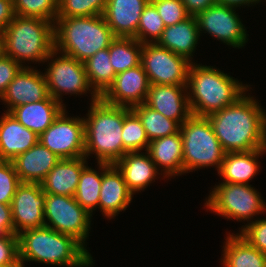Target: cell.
Returning <instances> with one entry per match:
<instances>
[{
    "mask_svg": "<svg viewBox=\"0 0 266 267\" xmlns=\"http://www.w3.org/2000/svg\"><path fill=\"white\" fill-rule=\"evenodd\" d=\"M250 96L245 93L235 103L207 116L226 153L266 148V112Z\"/></svg>",
    "mask_w": 266,
    "mask_h": 267,
    "instance_id": "1",
    "label": "cell"
},
{
    "mask_svg": "<svg viewBox=\"0 0 266 267\" xmlns=\"http://www.w3.org/2000/svg\"><path fill=\"white\" fill-rule=\"evenodd\" d=\"M19 258L25 262L66 266L91 267L93 258L74 237L47 226L25 230L18 235Z\"/></svg>",
    "mask_w": 266,
    "mask_h": 267,
    "instance_id": "2",
    "label": "cell"
},
{
    "mask_svg": "<svg viewBox=\"0 0 266 267\" xmlns=\"http://www.w3.org/2000/svg\"><path fill=\"white\" fill-rule=\"evenodd\" d=\"M248 88V85L213 66L192 62L187 82L191 114L207 117L235 103L249 91Z\"/></svg>",
    "mask_w": 266,
    "mask_h": 267,
    "instance_id": "3",
    "label": "cell"
},
{
    "mask_svg": "<svg viewBox=\"0 0 266 267\" xmlns=\"http://www.w3.org/2000/svg\"><path fill=\"white\" fill-rule=\"evenodd\" d=\"M131 108L106 103L101 97L90 103L84 120L85 154L97 163L115 164L123 157L122 128Z\"/></svg>",
    "mask_w": 266,
    "mask_h": 267,
    "instance_id": "4",
    "label": "cell"
},
{
    "mask_svg": "<svg viewBox=\"0 0 266 267\" xmlns=\"http://www.w3.org/2000/svg\"><path fill=\"white\" fill-rule=\"evenodd\" d=\"M115 38L103 15L57 18L54 22V49L82 63L108 48Z\"/></svg>",
    "mask_w": 266,
    "mask_h": 267,
    "instance_id": "5",
    "label": "cell"
},
{
    "mask_svg": "<svg viewBox=\"0 0 266 267\" xmlns=\"http://www.w3.org/2000/svg\"><path fill=\"white\" fill-rule=\"evenodd\" d=\"M1 36L2 53L21 65L44 63L54 50V23L41 18L15 15Z\"/></svg>",
    "mask_w": 266,
    "mask_h": 267,
    "instance_id": "6",
    "label": "cell"
},
{
    "mask_svg": "<svg viewBox=\"0 0 266 267\" xmlns=\"http://www.w3.org/2000/svg\"><path fill=\"white\" fill-rule=\"evenodd\" d=\"M183 142V173L215 166L219 171L226 152L208 117L191 115L180 125Z\"/></svg>",
    "mask_w": 266,
    "mask_h": 267,
    "instance_id": "7",
    "label": "cell"
},
{
    "mask_svg": "<svg viewBox=\"0 0 266 267\" xmlns=\"http://www.w3.org/2000/svg\"><path fill=\"white\" fill-rule=\"evenodd\" d=\"M205 207L227 219L249 220L250 223L251 218L266 211L265 201L251 185L225 182L214 186Z\"/></svg>",
    "mask_w": 266,
    "mask_h": 267,
    "instance_id": "8",
    "label": "cell"
},
{
    "mask_svg": "<svg viewBox=\"0 0 266 267\" xmlns=\"http://www.w3.org/2000/svg\"><path fill=\"white\" fill-rule=\"evenodd\" d=\"M57 54L54 49L45 60H51L44 73L49 95L63 105V93L83 95L90 91L91 102L98 100L100 96L90 86L84 63L63 53L58 57Z\"/></svg>",
    "mask_w": 266,
    "mask_h": 267,
    "instance_id": "9",
    "label": "cell"
},
{
    "mask_svg": "<svg viewBox=\"0 0 266 267\" xmlns=\"http://www.w3.org/2000/svg\"><path fill=\"white\" fill-rule=\"evenodd\" d=\"M91 217L74 197L45 193V226L74 237L84 247L89 237Z\"/></svg>",
    "mask_w": 266,
    "mask_h": 267,
    "instance_id": "10",
    "label": "cell"
},
{
    "mask_svg": "<svg viewBox=\"0 0 266 267\" xmlns=\"http://www.w3.org/2000/svg\"><path fill=\"white\" fill-rule=\"evenodd\" d=\"M191 64L187 58L156 43L142 44L141 65L150 85H187Z\"/></svg>",
    "mask_w": 266,
    "mask_h": 267,
    "instance_id": "11",
    "label": "cell"
},
{
    "mask_svg": "<svg viewBox=\"0 0 266 267\" xmlns=\"http://www.w3.org/2000/svg\"><path fill=\"white\" fill-rule=\"evenodd\" d=\"M65 110L39 136V142L60 159L84 157L85 137L83 117L70 118Z\"/></svg>",
    "mask_w": 266,
    "mask_h": 267,
    "instance_id": "12",
    "label": "cell"
},
{
    "mask_svg": "<svg viewBox=\"0 0 266 267\" xmlns=\"http://www.w3.org/2000/svg\"><path fill=\"white\" fill-rule=\"evenodd\" d=\"M235 10V7L216 3L197 13L195 18L200 34L205 31L230 47H244L248 34Z\"/></svg>",
    "mask_w": 266,
    "mask_h": 267,
    "instance_id": "13",
    "label": "cell"
},
{
    "mask_svg": "<svg viewBox=\"0 0 266 267\" xmlns=\"http://www.w3.org/2000/svg\"><path fill=\"white\" fill-rule=\"evenodd\" d=\"M10 205L16 235L45 226V193L41 184L21 182Z\"/></svg>",
    "mask_w": 266,
    "mask_h": 267,
    "instance_id": "14",
    "label": "cell"
},
{
    "mask_svg": "<svg viewBox=\"0 0 266 267\" xmlns=\"http://www.w3.org/2000/svg\"><path fill=\"white\" fill-rule=\"evenodd\" d=\"M149 88L148 76L140 64L117 74L101 98L111 105L133 108L145 103Z\"/></svg>",
    "mask_w": 266,
    "mask_h": 267,
    "instance_id": "15",
    "label": "cell"
},
{
    "mask_svg": "<svg viewBox=\"0 0 266 267\" xmlns=\"http://www.w3.org/2000/svg\"><path fill=\"white\" fill-rule=\"evenodd\" d=\"M49 96L44 74L30 66H25L8 85L0 98L7 104L6 112L12 108L32 102H40Z\"/></svg>",
    "mask_w": 266,
    "mask_h": 267,
    "instance_id": "16",
    "label": "cell"
},
{
    "mask_svg": "<svg viewBox=\"0 0 266 267\" xmlns=\"http://www.w3.org/2000/svg\"><path fill=\"white\" fill-rule=\"evenodd\" d=\"M187 85H150L145 105L181 125L192 114Z\"/></svg>",
    "mask_w": 266,
    "mask_h": 267,
    "instance_id": "17",
    "label": "cell"
},
{
    "mask_svg": "<svg viewBox=\"0 0 266 267\" xmlns=\"http://www.w3.org/2000/svg\"><path fill=\"white\" fill-rule=\"evenodd\" d=\"M133 193L114 164L102 163V183L98 208L107 218H114L132 202Z\"/></svg>",
    "mask_w": 266,
    "mask_h": 267,
    "instance_id": "18",
    "label": "cell"
},
{
    "mask_svg": "<svg viewBox=\"0 0 266 267\" xmlns=\"http://www.w3.org/2000/svg\"><path fill=\"white\" fill-rule=\"evenodd\" d=\"M150 0H107L103 17L115 37L134 38Z\"/></svg>",
    "mask_w": 266,
    "mask_h": 267,
    "instance_id": "19",
    "label": "cell"
},
{
    "mask_svg": "<svg viewBox=\"0 0 266 267\" xmlns=\"http://www.w3.org/2000/svg\"><path fill=\"white\" fill-rule=\"evenodd\" d=\"M60 158L40 142L17 155L12 163L22 183H41Z\"/></svg>",
    "mask_w": 266,
    "mask_h": 267,
    "instance_id": "20",
    "label": "cell"
},
{
    "mask_svg": "<svg viewBox=\"0 0 266 267\" xmlns=\"http://www.w3.org/2000/svg\"><path fill=\"white\" fill-rule=\"evenodd\" d=\"M0 118V160L12 161L39 142V136L24 127L9 112Z\"/></svg>",
    "mask_w": 266,
    "mask_h": 267,
    "instance_id": "21",
    "label": "cell"
},
{
    "mask_svg": "<svg viewBox=\"0 0 266 267\" xmlns=\"http://www.w3.org/2000/svg\"><path fill=\"white\" fill-rule=\"evenodd\" d=\"M114 165L121 172L128 189L133 194L144 191L152 181L155 182L158 174H163L159 173L147 151L145 153H140V151L127 152Z\"/></svg>",
    "mask_w": 266,
    "mask_h": 267,
    "instance_id": "22",
    "label": "cell"
},
{
    "mask_svg": "<svg viewBox=\"0 0 266 267\" xmlns=\"http://www.w3.org/2000/svg\"><path fill=\"white\" fill-rule=\"evenodd\" d=\"M87 165V158L60 159L40 183L46 194L74 197L80 174Z\"/></svg>",
    "mask_w": 266,
    "mask_h": 267,
    "instance_id": "23",
    "label": "cell"
},
{
    "mask_svg": "<svg viewBox=\"0 0 266 267\" xmlns=\"http://www.w3.org/2000/svg\"><path fill=\"white\" fill-rule=\"evenodd\" d=\"M50 95L40 102H32L12 108L9 113L24 127L40 136L66 109Z\"/></svg>",
    "mask_w": 266,
    "mask_h": 267,
    "instance_id": "24",
    "label": "cell"
},
{
    "mask_svg": "<svg viewBox=\"0 0 266 267\" xmlns=\"http://www.w3.org/2000/svg\"><path fill=\"white\" fill-rule=\"evenodd\" d=\"M147 152L158 170L162 166L163 177L183 174V142L180 130L149 142Z\"/></svg>",
    "mask_w": 266,
    "mask_h": 267,
    "instance_id": "25",
    "label": "cell"
},
{
    "mask_svg": "<svg viewBox=\"0 0 266 267\" xmlns=\"http://www.w3.org/2000/svg\"><path fill=\"white\" fill-rule=\"evenodd\" d=\"M199 36L196 18L190 16L180 23L165 27L156 44L192 62Z\"/></svg>",
    "mask_w": 266,
    "mask_h": 267,
    "instance_id": "26",
    "label": "cell"
},
{
    "mask_svg": "<svg viewBox=\"0 0 266 267\" xmlns=\"http://www.w3.org/2000/svg\"><path fill=\"white\" fill-rule=\"evenodd\" d=\"M266 152V148L248 152H227L218 171L223 182L246 184L258 174L260 169L258 158Z\"/></svg>",
    "mask_w": 266,
    "mask_h": 267,
    "instance_id": "27",
    "label": "cell"
},
{
    "mask_svg": "<svg viewBox=\"0 0 266 267\" xmlns=\"http://www.w3.org/2000/svg\"><path fill=\"white\" fill-rule=\"evenodd\" d=\"M225 240L221 259L223 267H266V255L238 233H229Z\"/></svg>",
    "mask_w": 266,
    "mask_h": 267,
    "instance_id": "28",
    "label": "cell"
},
{
    "mask_svg": "<svg viewBox=\"0 0 266 267\" xmlns=\"http://www.w3.org/2000/svg\"><path fill=\"white\" fill-rule=\"evenodd\" d=\"M90 86L101 97L115 80L109 48L99 50L84 62Z\"/></svg>",
    "mask_w": 266,
    "mask_h": 267,
    "instance_id": "29",
    "label": "cell"
},
{
    "mask_svg": "<svg viewBox=\"0 0 266 267\" xmlns=\"http://www.w3.org/2000/svg\"><path fill=\"white\" fill-rule=\"evenodd\" d=\"M108 48L116 75L141 64L142 43L135 38L116 37Z\"/></svg>",
    "mask_w": 266,
    "mask_h": 267,
    "instance_id": "30",
    "label": "cell"
},
{
    "mask_svg": "<svg viewBox=\"0 0 266 267\" xmlns=\"http://www.w3.org/2000/svg\"><path fill=\"white\" fill-rule=\"evenodd\" d=\"M131 110L139 117L149 142L180 130V125L176 121L165 117L144 103L134 106Z\"/></svg>",
    "mask_w": 266,
    "mask_h": 267,
    "instance_id": "31",
    "label": "cell"
},
{
    "mask_svg": "<svg viewBox=\"0 0 266 267\" xmlns=\"http://www.w3.org/2000/svg\"><path fill=\"white\" fill-rule=\"evenodd\" d=\"M101 172L86 165L79 177L75 200L91 215L98 208L100 188L102 183V163H98Z\"/></svg>",
    "mask_w": 266,
    "mask_h": 267,
    "instance_id": "32",
    "label": "cell"
},
{
    "mask_svg": "<svg viewBox=\"0 0 266 267\" xmlns=\"http://www.w3.org/2000/svg\"><path fill=\"white\" fill-rule=\"evenodd\" d=\"M123 156L127 152L147 151L149 139L139 117L131 110L125 117L122 128Z\"/></svg>",
    "mask_w": 266,
    "mask_h": 267,
    "instance_id": "33",
    "label": "cell"
},
{
    "mask_svg": "<svg viewBox=\"0 0 266 267\" xmlns=\"http://www.w3.org/2000/svg\"><path fill=\"white\" fill-rule=\"evenodd\" d=\"M164 29L165 25L161 16L156 7L149 2L141 14L137 34L134 38L142 44L156 43Z\"/></svg>",
    "mask_w": 266,
    "mask_h": 267,
    "instance_id": "34",
    "label": "cell"
},
{
    "mask_svg": "<svg viewBox=\"0 0 266 267\" xmlns=\"http://www.w3.org/2000/svg\"><path fill=\"white\" fill-rule=\"evenodd\" d=\"M15 15L36 17L55 22L58 13V0H14Z\"/></svg>",
    "mask_w": 266,
    "mask_h": 267,
    "instance_id": "35",
    "label": "cell"
},
{
    "mask_svg": "<svg viewBox=\"0 0 266 267\" xmlns=\"http://www.w3.org/2000/svg\"><path fill=\"white\" fill-rule=\"evenodd\" d=\"M107 0H58L57 18L103 15Z\"/></svg>",
    "mask_w": 266,
    "mask_h": 267,
    "instance_id": "36",
    "label": "cell"
},
{
    "mask_svg": "<svg viewBox=\"0 0 266 267\" xmlns=\"http://www.w3.org/2000/svg\"><path fill=\"white\" fill-rule=\"evenodd\" d=\"M161 16L165 27L180 23L191 15L182 0H150Z\"/></svg>",
    "mask_w": 266,
    "mask_h": 267,
    "instance_id": "37",
    "label": "cell"
},
{
    "mask_svg": "<svg viewBox=\"0 0 266 267\" xmlns=\"http://www.w3.org/2000/svg\"><path fill=\"white\" fill-rule=\"evenodd\" d=\"M20 184L21 181L18 178L12 161L0 160V202L11 204L12 198Z\"/></svg>",
    "mask_w": 266,
    "mask_h": 267,
    "instance_id": "38",
    "label": "cell"
},
{
    "mask_svg": "<svg viewBox=\"0 0 266 267\" xmlns=\"http://www.w3.org/2000/svg\"><path fill=\"white\" fill-rule=\"evenodd\" d=\"M243 226L238 234L266 255V219L252 220Z\"/></svg>",
    "mask_w": 266,
    "mask_h": 267,
    "instance_id": "39",
    "label": "cell"
},
{
    "mask_svg": "<svg viewBox=\"0 0 266 267\" xmlns=\"http://www.w3.org/2000/svg\"><path fill=\"white\" fill-rule=\"evenodd\" d=\"M24 66L4 53L0 54V98L4 95L8 85Z\"/></svg>",
    "mask_w": 266,
    "mask_h": 267,
    "instance_id": "40",
    "label": "cell"
},
{
    "mask_svg": "<svg viewBox=\"0 0 266 267\" xmlns=\"http://www.w3.org/2000/svg\"><path fill=\"white\" fill-rule=\"evenodd\" d=\"M19 259V238L16 234H6L0 238V267H5Z\"/></svg>",
    "mask_w": 266,
    "mask_h": 267,
    "instance_id": "41",
    "label": "cell"
},
{
    "mask_svg": "<svg viewBox=\"0 0 266 267\" xmlns=\"http://www.w3.org/2000/svg\"><path fill=\"white\" fill-rule=\"evenodd\" d=\"M0 228L6 234H15L10 204L0 202Z\"/></svg>",
    "mask_w": 266,
    "mask_h": 267,
    "instance_id": "42",
    "label": "cell"
},
{
    "mask_svg": "<svg viewBox=\"0 0 266 267\" xmlns=\"http://www.w3.org/2000/svg\"><path fill=\"white\" fill-rule=\"evenodd\" d=\"M15 11L13 2L10 0H0V33L14 19Z\"/></svg>",
    "mask_w": 266,
    "mask_h": 267,
    "instance_id": "43",
    "label": "cell"
},
{
    "mask_svg": "<svg viewBox=\"0 0 266 267\" xmlns=\"http://www.w3.org/2000/svg\"><path fill=\"white\" fill-rule=\"evenodd\" d=\"M182 2L186 7L187 12L191 16H195L197 13L216 4L217 0H182Z\"/></svg>",
    "mask_w": 266,
    "mask_h": 267,
    "instance_id": "44",
    "label": "cell"
},
{
    "mask_svg": "<svg viewBox=\"0 0 266 267\" xmlns=\"http://www.w3.org/2000/svg\"><path fill=\"white\" fill-rule=\"evenodd\" d=\"M259 2H261V0H217L218 4L231 6L235 8H238L243 5L252 6L255 5L256 3L258 4Z\"/></svg>",
    "mask_w": 266,
    "mask_h": 267,
    "instance_id": "45",
    "label": "cell"
},
{
    "mask_svg": "<svg viewBox=\"0 0 266 267\" xmlns=\"http://www.w3.org/2000/svg\"><path fill=\"white\" fill-rule=\"evenodd\" d=\"M24 263H25V261L19 258L15 262H13L12 264L7 265L5 267H24L25 266Z\"/></svg>",
    "mask_w": 266,
    "mask_h": 267,
    "instance_id": "46",
    "label": "cell"
},
{
    "mask_svg": "<svg viewBox=\"0 0 266 267\" xmlns=\"http://www.w3.org/2000/svg\"><path fill=\"white\" fill-rule=\"evenodd\" d=\"M2 53V36H1V33H0V54Z\"/></svg>",
    "mask_w": 266,
    "mask_h": 267,
    "instance_id": "47",
    "label": "cell"
},
{
    "mask_svg": "<svg viewBox=\"0 0 266 267\" xmlns=\"http://www.w3.org/2000/svg\"><path fill=\"white\" fill-rule=\"evenodd\" d=\"M4 235H6V233L0 228V238Z\"/></svg>",
    "mask_w": 266,
    "mask_h": 267,
    "instance_id": "48",
    "label": "cell"
}]
</instances>
